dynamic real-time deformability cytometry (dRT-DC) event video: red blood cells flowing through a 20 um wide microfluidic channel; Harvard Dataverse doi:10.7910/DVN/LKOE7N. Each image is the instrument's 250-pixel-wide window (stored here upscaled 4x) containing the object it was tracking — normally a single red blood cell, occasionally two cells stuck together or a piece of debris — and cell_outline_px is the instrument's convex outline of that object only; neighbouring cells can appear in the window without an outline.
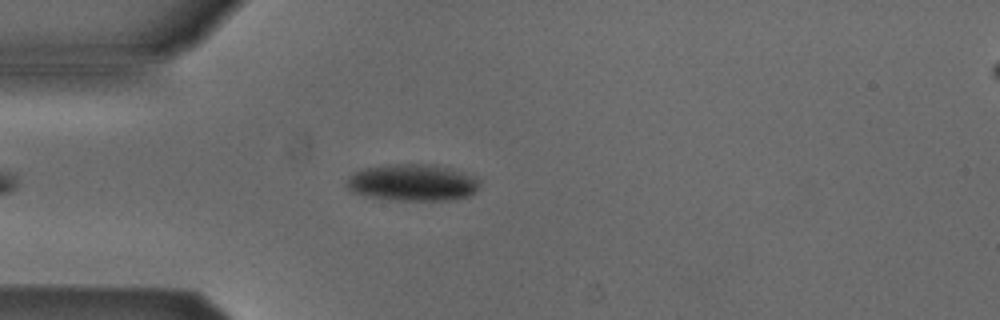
{"species": "Egyptian fruit bat (a non-hibernating species)", "species_latin": "Rousettus aegyptiacus", "temperature_condition": "cold", "stored_images_in_passage": 5, "camera_frame_rate_fps": 3000, "um_per_image_px": 0.085, "animal": {"sex": "male"}, "frame": {"image": 1, "passage_image": 4, "time_ms": 1.0, "image_size_px": [1000, 320], "cell_outline_px": [[480, 184], [468, 196], [452, 200], [388, 200], [364, 196], [348, 192], [344, 184], [348, 176], [364, 168], [396, 164], [428, 164], [448, 168], [472, 176], [480, 180]], "centroid_in_image_um": [34.96, 15.54], "position_along_channel_um": 50.0, "area_um2": 28.55}}